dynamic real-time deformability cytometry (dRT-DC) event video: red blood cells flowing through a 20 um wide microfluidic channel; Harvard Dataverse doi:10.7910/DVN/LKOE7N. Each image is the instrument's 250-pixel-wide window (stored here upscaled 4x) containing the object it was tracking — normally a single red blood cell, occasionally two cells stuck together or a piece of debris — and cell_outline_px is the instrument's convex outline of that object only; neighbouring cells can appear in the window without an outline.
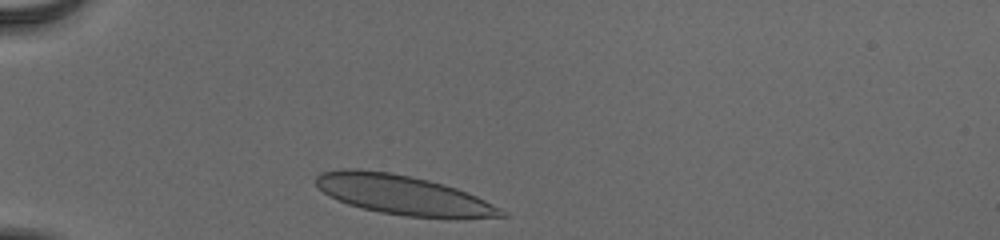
{"species": "human", "species_latin": "Homo sapiens", "temperature_condition": "cold", "stored_images_in_passage": 32, "camera_frame_rate_fps": 3000, "um_per_image_px": 0.085, "donor": {"sex": "male"}, "frame": {"image": 1, "passage_image": 2, "time_ms": 0.333, "image_size_px": [1000, 240], "cell_outline_px": [[508, 216], [456, 220], [404, 216], [380, 212], [348, 204], [324, 192], [316, 184], [316, 176], [320, 172], [344, 168], [356, 168], [388, 172], [428, 180], [444, 184], [456, 188], [476, 196], [508, 212]], "centroid_in_image_um": [34.34, 16.6], "position_along_channel_um": 50.7, "area_um2": 42.89}}
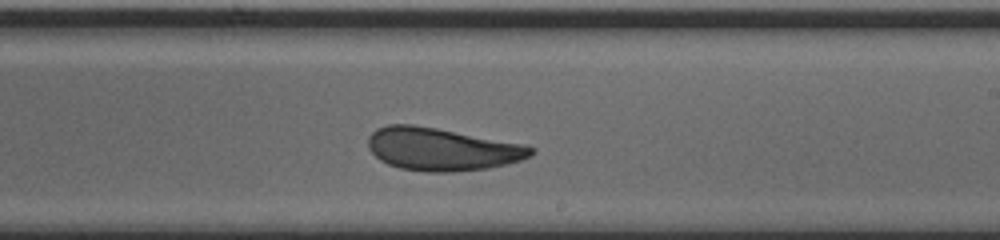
{"frame": {"image": 2, "passage_image": 20, "time_ms": 6.333, "image_size_px": [1000, 240], "cell_outline_px": [[536, 152], [520, 160], [508, 164], [488, 168], [452, 172], [428, 172], [400, 168], [388, 164], [380, 160], [368, 148], [368, 136], [376, 128], [388, 124], [412, 124], [436, 128], [524, 144], [536, 148]], "centroid_in_image_um": [37.54, 12.68], "position_along_channel_um": 251.5, "area_um2": 40.58}}
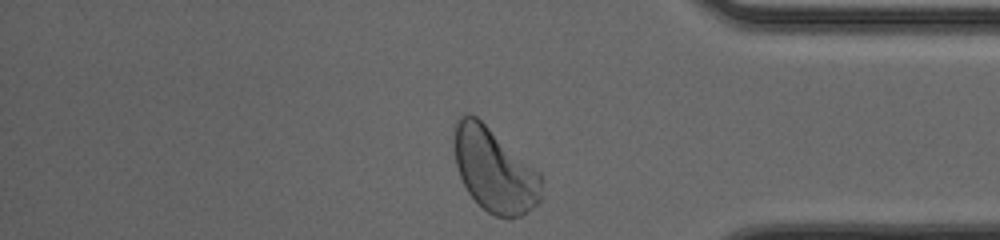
{"frame": {"image": 3, "passage_image": 32, "time_ms": 10.333, "image_size_px": [1000, 240], "cell_outline_px": [[540, 200], [532, 208], [520, 216], [496, 216], [488, 212], [468, 192], [460, 176], [456, 164], [452, 144], [452, 140], [456, 120], [460, 116], [476, 116], [540, 172]], "centroid_in_image_um": [41.99, 14.43], "position_along_channel_um": 393.2, "area_um2": 42.02}, "authors_computed_cell_mechanics": {"area_um2": 40.6334, "velocity_mm_per_s": 3.8556, "shape_relaxation_time_tau1_ms": 3.6223, "shape_relaxation_time_tau2_ms": 1.2063, "deformation_change_tau1": 0.1204, "deformation_change_tau2": 0.0689}}